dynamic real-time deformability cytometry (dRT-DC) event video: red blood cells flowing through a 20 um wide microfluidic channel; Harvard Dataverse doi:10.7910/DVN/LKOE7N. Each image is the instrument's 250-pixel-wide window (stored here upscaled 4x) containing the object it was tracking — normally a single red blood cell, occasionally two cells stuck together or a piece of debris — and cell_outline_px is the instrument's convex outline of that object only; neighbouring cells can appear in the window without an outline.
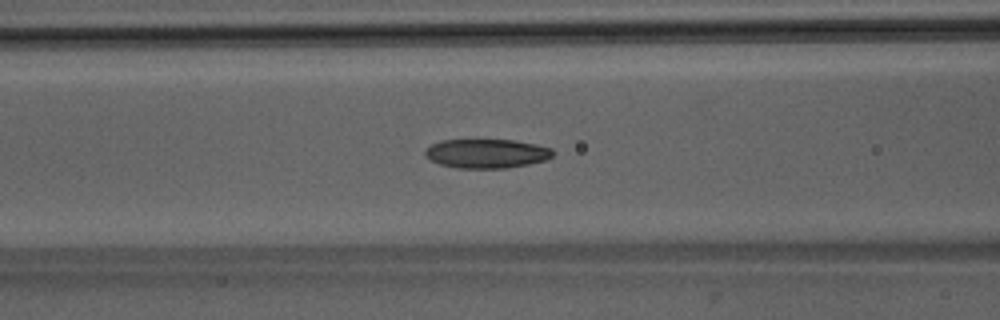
{"species": "Egyptian fruit bat (a non-hibernating species)", "species_latin": "Rousettus aegyptiacus", "temperature_condition": "room temperature", "stored_images_in_passage": 48, "camera_frame_rate_fps": 3000, "um_per_image_px": 0.085, "animal": {"sex": "male"}, "frame": {"image": 1, "passage_image": 18, "time_ms": 5.667, "image_size_px": [1000, 320], "cell_outline_px": [[556, 152], [552, 156], [544, 160], [528, 164], [504, 168], [456, 168], [440, 164], [424, 156], [424, 148], [440, 140], [516, 140], [536, 144], [552, 148]], "centroid_in_image_um": [41.35, 13.04], "position_along_channel_um": 125.3, "area_um2": 21.79}}
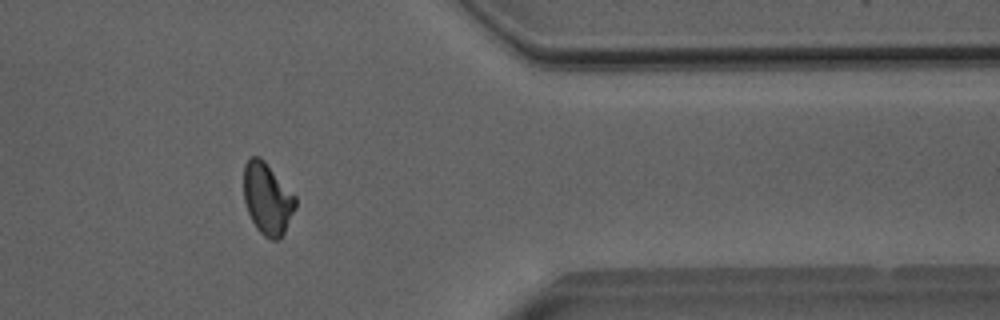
{"frame": {"image": 2, "passage_image": 39, "time_ms": 12.667, "image_size_px": [1000, 320], "cell_outline_px": [[296, 208], [280, 240], [272, 240], [264, 236], [256, 228], [248, 212], [244, 200], [244, 164], [252, 156], [260, 156], [264, 160], [296, 196]], "centroid_in_image_um": [22.73, 16.89], "position_along_channel_um": 388.7, "area_um2": 21.62}}
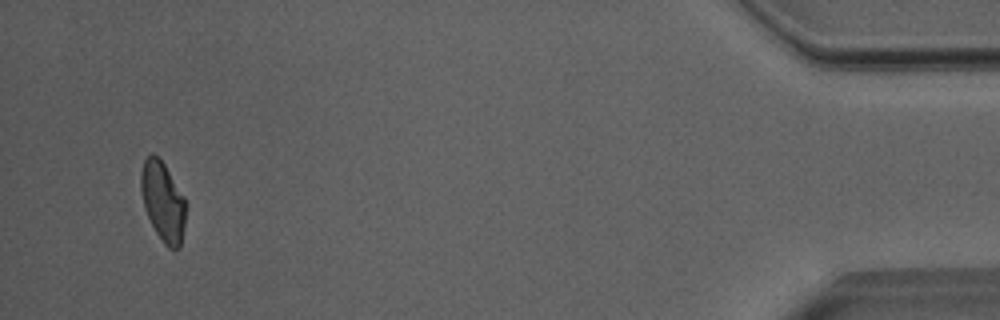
{"frame": {"image": 3, "passage_image": 46, "time_ms": 15.0, "image_size_px": [1000, 320], "cell_outline_px": [[188, 204], [180, 248], [168, 248], [164, 244], [156, 232], [144, 208], [140, 188], [140, 172], [144, 160], [152, 152], [164, 164], [184, 196]], "centroid_in_image_um": [13.86, 17.13], "position_along_channel_um": 421.3, "area_um2": 20.92}, "authors_computed_cell_mechanics": {"area_um2": 21.7617, "velocity_mm_per_s": 4.0148, "shape_relaxation_time_tau1_ms": 8.9121, "shape_relaxation_time_tau2_ms": 3.3532, "deformation_change_tau1": 0.2095, "deformation_change_tau2": 0.099}}